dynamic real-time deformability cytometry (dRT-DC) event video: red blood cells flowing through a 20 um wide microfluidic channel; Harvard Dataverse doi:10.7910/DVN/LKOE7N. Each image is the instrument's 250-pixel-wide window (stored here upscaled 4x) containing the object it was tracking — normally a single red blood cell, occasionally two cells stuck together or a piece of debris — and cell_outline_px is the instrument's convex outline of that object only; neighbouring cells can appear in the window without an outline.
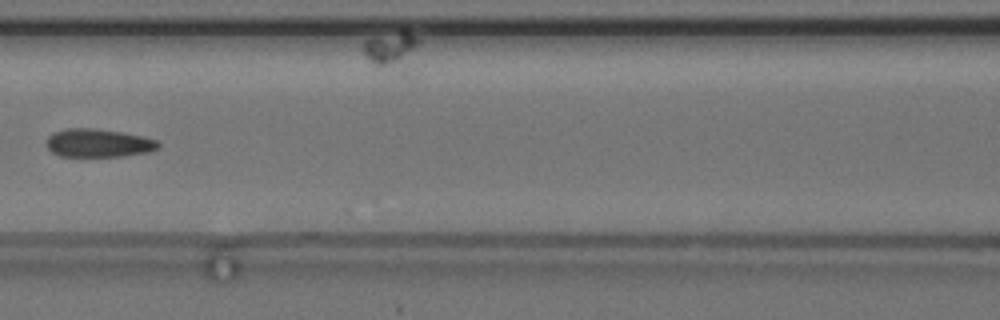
{"species": "common noctule bat (a hibernating species)", "species_latin": "Nyctalus noctula", "temperature_condition": "cold", "stored_images_in_passage": 9, "camera_frame_rate_fps": 3000, "um_per_image_px": 0.085, "animal": {"sex": "female", "body_mass_g": 24.6, "forearm_length_mm": 56.2}, "frame": {"image": 1, "passage_image": 7, "time_ms": 8.0, "image_size_px": [1000, 320], "cell_outline_px": [[160, 148], [148, 152], [124, 156], [60, 156], [52, 152], [48, 148], [48, 136], [52, 132], [68, 128], [92, 128], [120, 132], [144, 136], [160, 140]], "centroid_in_image_um": [8.41, 12.15], "position_along_channel_um": 158.2, "area_um2": 18.5}}